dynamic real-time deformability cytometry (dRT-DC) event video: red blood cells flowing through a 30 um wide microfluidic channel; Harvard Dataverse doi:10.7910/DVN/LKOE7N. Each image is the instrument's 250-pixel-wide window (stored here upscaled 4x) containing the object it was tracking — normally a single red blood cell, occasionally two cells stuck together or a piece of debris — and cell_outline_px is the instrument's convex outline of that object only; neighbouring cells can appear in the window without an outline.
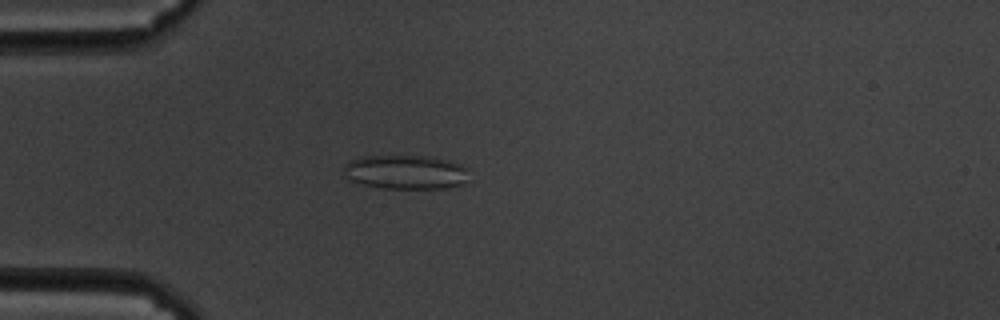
{"species": "common noctule bat (a hibernating species)", "species_latin": "Nyctalus noctula", "temperature_condition": "cold", "stored_images_in_passage": 59, "camera_frame_rate_fps": 3000, "um_per_image_px": 0.085, "animal": {"sex": "male", "body_mass_g": 19.5, "forearm_length_mm": 54.6}, "frame": {"image": 1, "passage_image": 16, "time_ms": 5.0, "image_size_px": [1000, 320], "cell_outline_px": [[468, 168], [464, 184], [448, 188], [384, 188], [364, 184], [348, 180], [344, 176], [344, 164], [360, 156], [432, 156], [448, 160], [460, 164]], "centroid_in_image_um": [34.47, 14.62], "position_along_channel_um": 50.5, "area_um2": 25.03}}
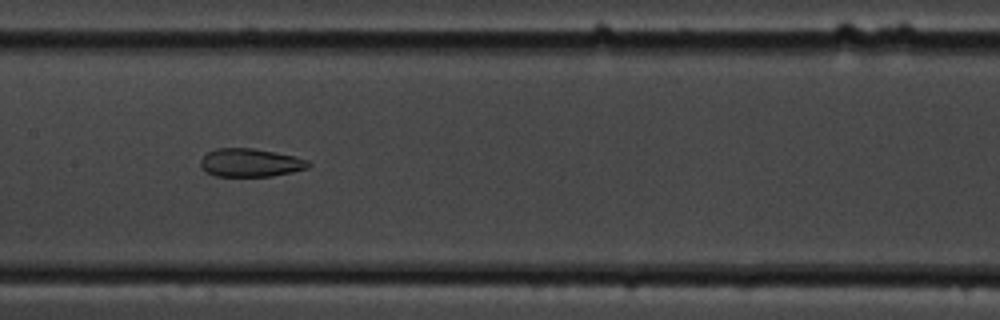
{"frame": {"image": 2, "passage_image": 29, "time_ms": 9.333, "image_size_px": [1000, 320], "cell_outline_px": [[312, 164], [308, 168], [292, 172], [272, 176], [216, 176], [204, 172], [200, 164], [200, 160], [208, 152], [216, 148], [252, 148], [276, 152], [296, 156], [308, 160]], "centroid_in_image_um": [21.29, 13.83], "position_along_channel_um": 186.1, "area_um2": 17.92}}
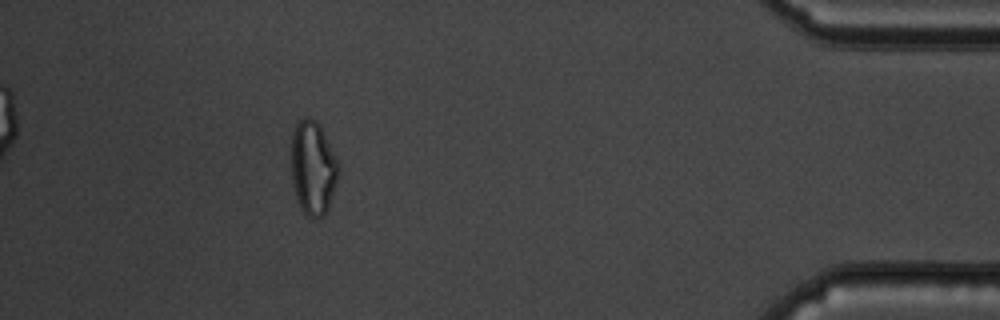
{"frame": {"image": 3, "passage_image": 53, "time_ms": 17.333, "image_size_px": [1000, 320], "cell_outline_px": [[340, 172], [328, 208], [324, 216], [316, 220], [308, 216], [300, 208], [292, 184], [292, 132], [296, 124], [304, 116], [308, 116], [316, 120], [320, 124], [340, 164]], "centroid_in_image_um": [26.63, 14.26], "position_along_channel_um": 408.6, "area_um2": 26.24}, "authors_computed_cell_mechanics": {"area_um2": 24.6806, "velocity_mm_per_s": 3.4064, "shape_relaxation_time_tau1_ms": null, "shape_relaxation_time_tau2_ms": 2.12, "deformation_change_tau1": null, "deformation_change_tau2": 0.0828}}